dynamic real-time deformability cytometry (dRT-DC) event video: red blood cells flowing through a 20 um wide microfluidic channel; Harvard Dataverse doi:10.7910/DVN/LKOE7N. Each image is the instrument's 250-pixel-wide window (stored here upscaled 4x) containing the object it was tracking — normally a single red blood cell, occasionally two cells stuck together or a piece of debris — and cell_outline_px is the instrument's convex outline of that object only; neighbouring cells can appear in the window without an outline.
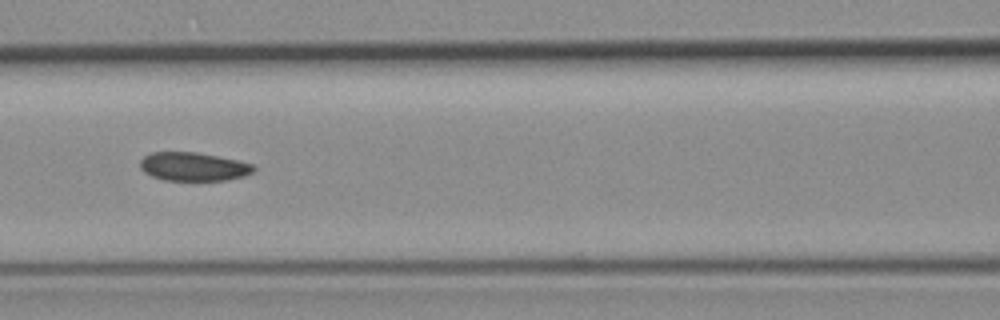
{"species": "common noctule bat (a hibernating species)", "species_latin": "Nyctalus noctula", "temperature_condition": "room temperature", "stored_images_in_passage": 11, "camera_frame_rate_fps": 3000, "um_per_image_px": 0.085, "animal": {"sex": "female", "body_mass_g": 19.3, "forearm_length_mm": 54.1}, "frame": {"image": 1, "passage_image": 7, "time_ms": 7.667, "image_size_px": [1000, 320], "cell_outline_px": [[256, 168], [252, 172], [244, 176], [224, 180], [164, 180], [152, 176], [144, 172], [140, 168], [140, 160], [144, 156], [152, 152], [196, 152], [256, 164]], "centroid_in_image_um": [16.44, 14.16], "position_along_channel_um": 150.2, "area_um2": 18.84}}
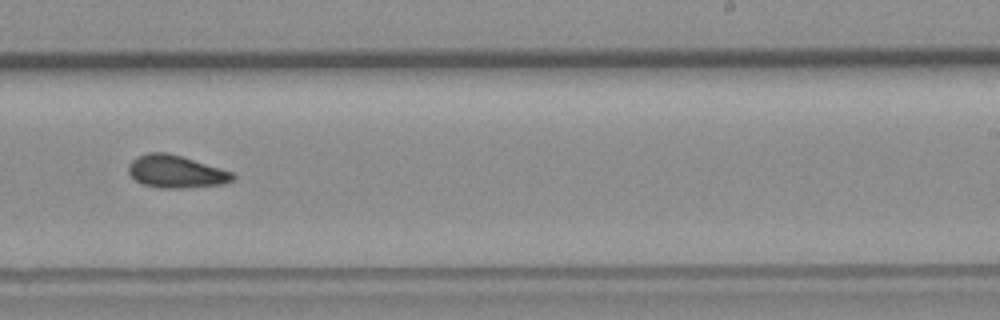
{"frame": {"image": 2, "passage_image": 10, "time_ms": 11.0, "image_size_px": [1000, 320], "cell_outline_px": [[236, 180], [224, 184], [184, 188], [160, 188], [140, 184], [128, 172], [128, 164], [136, 156], [148, 152], [168, 152], [220, 168], [232, 172], [236, 176]], "centroid_in_image_um": [14.95, 14.59], "position_along_channel_um": 274.1, "area_um2": 20.0}}
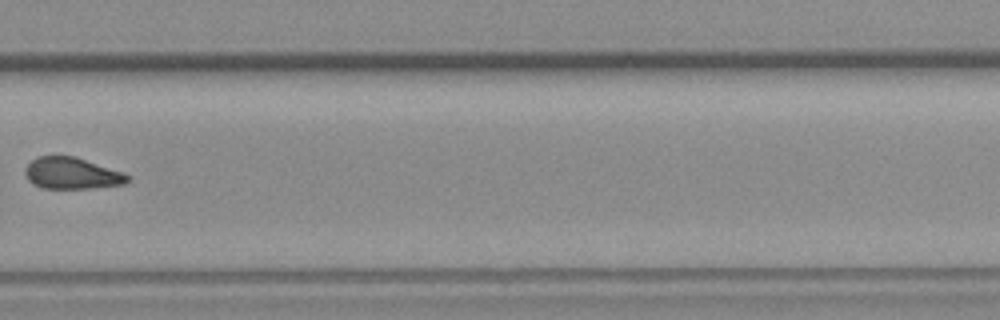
{"frame": {"image": 3, "passage_image": 11, "time_ms": 12.333, "image_size_px": [1000, 320], "cell_outline_px": [[132, 180], [124, 184], [92, 188], [44, 188], [32, 184], [28, 180], [24, 172], [24, 168], [36, 156], [76, 156], [124, 172], [132, 176]], "centroid_in_image_um": [6.14, 14.73], "position_along_channel_um": 323.7, "area_um2": 19.13}}